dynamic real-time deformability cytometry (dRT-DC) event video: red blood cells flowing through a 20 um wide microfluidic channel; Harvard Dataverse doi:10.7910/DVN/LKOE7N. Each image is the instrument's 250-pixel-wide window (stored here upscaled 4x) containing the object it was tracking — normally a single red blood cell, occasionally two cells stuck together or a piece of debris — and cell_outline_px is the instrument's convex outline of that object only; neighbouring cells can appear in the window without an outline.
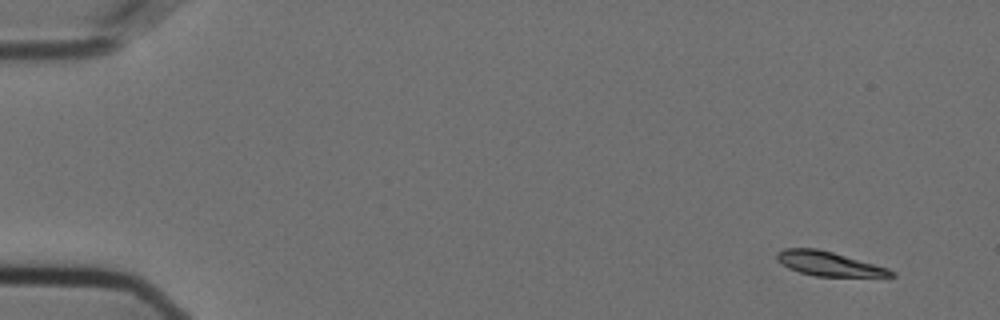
{"species": "Egyptian fruit bat (a non-hibernating species)", "species_latin": "Rousettus aegyptiacus", "temperature_condition": "cold", "stored_images_in_passage": 55, "camera_frame_rate_fps": 3000, "um_per_image_px": 0.085, "animal": {"sex": "female"}, "frame": {"image": 1, "passage_image": 1, "time_ms": 0.0, "image_size_px": [1000, 320], "cell_outline_px": [[896, 276], [816, 276], [800, 272], [788, 268], [776, 260], [776, 252], [784, 248], [816, 248], [832, 252], [888, 268], [896, 272]], "centroid_in_image_um": [70.41, 22.41], "position_along_channel_um": 14.6, "area_um2": 16.01}}
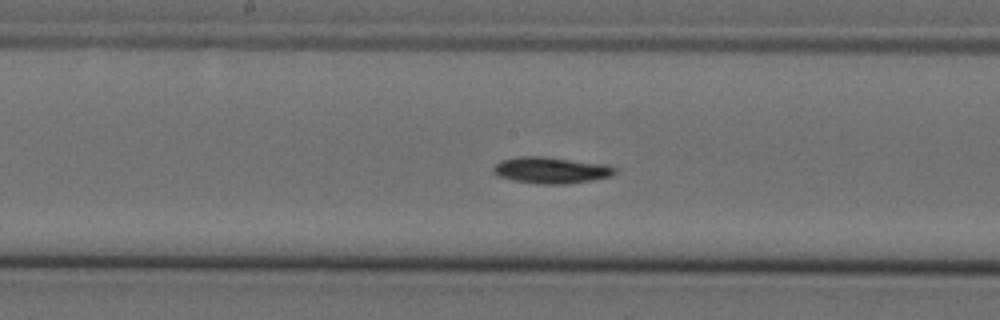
{"frame": {"image": 2, "passage_image": 27, "time_ms": 8.667, "image_size_px": [1000, 320], "cell_outline_px": [[616, 172], [612, 176], [564, 184], [540, 184], [512, 180], [496, 176], [492, 172], [492, 168], [500, 160], [516, 156], [544, 156], [608, 164], [616, 168]], "centroid_in_image_um": [46.8, 14.45], "position_along_channel_um": 201.4, "area_um2": 18.9}}
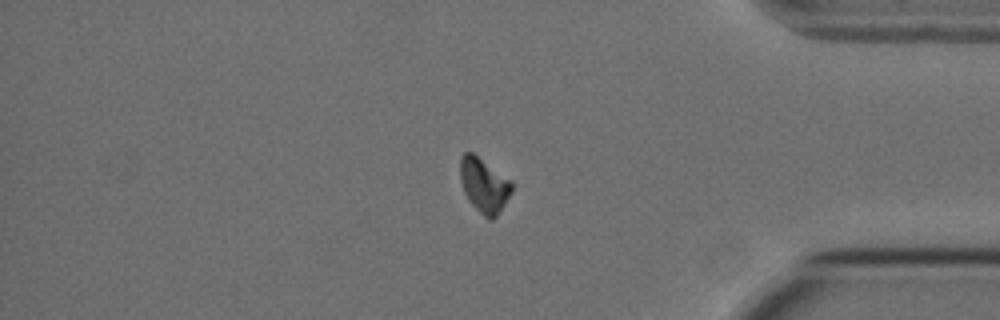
{"frame": {"image": 3, "passage_image": 45, "time_ms": 14.667, "image_size_px": [1000, 320], "cell_outline_px": [[512, 192], [496, 216], [492, 220], [488, 220], [468, 200], [464, 192], [460, 180], [460, 156], [464, 152], [472, 152], [512, 180]], "centroid_in_image_um": [41.14, 15.72], "position_along_channel_um": 394.1, "area_um2": 16.42}, "authors_computed_cell_mechanics": {"area_um2": 17.4556, "velocity_mm_per_s": 3.5897, "shape_relaxation_time_tau1_ms": 4.6641, "shape_relaxation_time_tau2_ms": null, "deformation_change_tau1": 0.1472, "deformation_change_tau2": null}}